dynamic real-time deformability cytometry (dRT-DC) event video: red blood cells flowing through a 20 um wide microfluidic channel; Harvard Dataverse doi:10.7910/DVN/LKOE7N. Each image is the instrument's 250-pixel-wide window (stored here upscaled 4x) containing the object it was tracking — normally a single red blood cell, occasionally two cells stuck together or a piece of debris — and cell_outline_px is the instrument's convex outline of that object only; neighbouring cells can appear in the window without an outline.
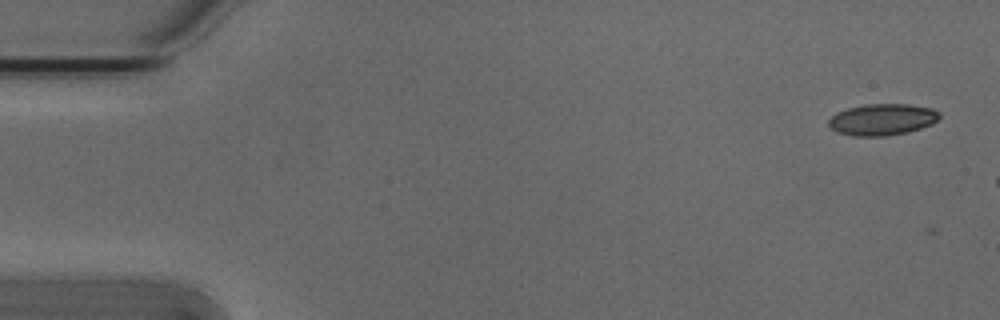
{"species": "Egyptian fruit bat (a non-hibernating species)", "species_latin": "Rousettus aegyptiacus", "temperature_condition": "cold", "stored_images_in_passage": 3, "camera_frame_rate_fps": 3000, "um_per_image_px": 0.085, "animal": {"sex": "male"}, "frame": {"image": 1, "passage_image": 2, "time_ms": 0.333, "image_size_px": [1000, 320], "cell_outline_px": [[940, 116], [932, 124], [908, 132], [884, 136], [852, 136], [836, 132], [828, 124], [828, 120], [836, 112], [848, 108], [864, 104], [904, 104], [932, 108], [940, 112]], "centroid_in_image_um": [74.97, 10.16], "position_along_channel_um": 10.0, "area_um2": 20.35}}